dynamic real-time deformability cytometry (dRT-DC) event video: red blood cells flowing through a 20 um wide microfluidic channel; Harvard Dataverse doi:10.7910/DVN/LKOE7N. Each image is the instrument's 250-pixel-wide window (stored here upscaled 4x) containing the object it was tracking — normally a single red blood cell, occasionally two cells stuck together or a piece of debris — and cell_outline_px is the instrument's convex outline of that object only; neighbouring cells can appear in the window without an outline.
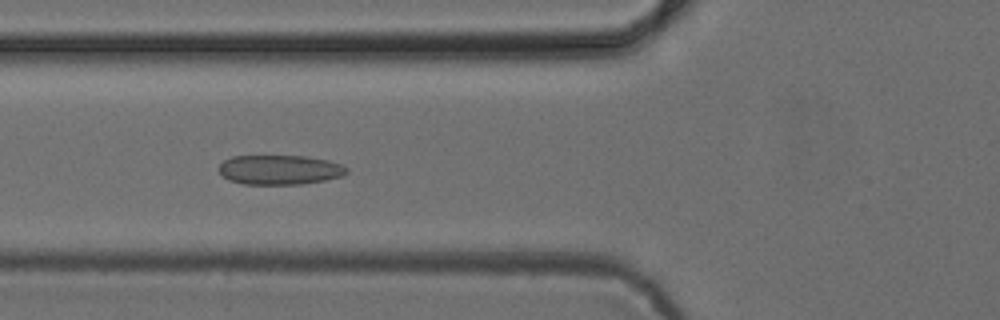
{"species": "common noctule bat (a hibernating species)", "species_latin": "Nyctalus noctula", "temperature_condition": "cold", "stored_images_in_passage": 23, "camera_frame_rate_fps": 3000, "um_per_image_px": 0.085, "animal": {"sex": "female", "body_mass_g": 24.6, "forearm_length_mm": 56.2}, "frame": {"image": 1, "passage_image": 20, "time_ms": 6.333, "image_size_px": [1000, 320], "cell_outline_px": [[348, 172], [344, 176], [324, 180], [300, 184], [244, 184], [228, 180], [220, 172], [220, 164], [224, 160], [232, 156], [304, 156], [328, 160], [340, 164], [348, 168]], "centroid_in_image_um": [23.79, 14.43], "position_along_channel_um": 102.0, "area_um2": 21.96}}
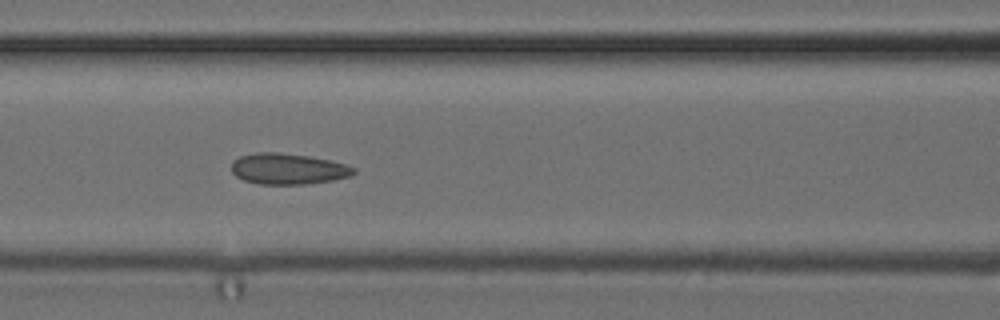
{"frame": {"image": 2, "passage_image": 23, "time_ms": 7.333, "image_size_px": [1000, 320], "cell_outline_px": [[356, 172], [352, 176], [332, 180], [304, 184], [260, 184], [244, 180], [236, 176], [232, 172], [232, 160], [240, 156], [256, 152], [280, 152], [308, 156], [332, 160], [356, 168]], "centroid_in_image_um": [24.49, 14.34], "position_along_channel_um": 142.1, "area_um2": 22.14}}